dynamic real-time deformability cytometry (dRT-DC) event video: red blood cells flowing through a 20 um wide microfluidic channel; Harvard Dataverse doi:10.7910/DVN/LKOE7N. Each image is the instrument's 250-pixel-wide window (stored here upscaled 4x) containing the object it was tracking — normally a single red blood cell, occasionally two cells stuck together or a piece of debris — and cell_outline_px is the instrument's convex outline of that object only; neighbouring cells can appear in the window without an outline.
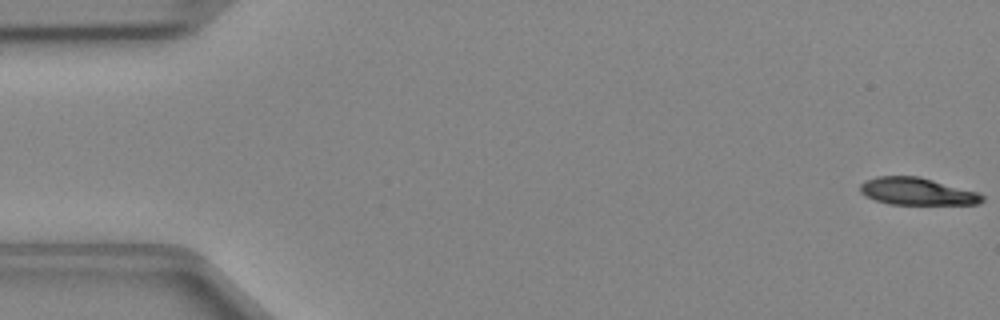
{"species": "Egyptian fruit bat (a non-hibernating species)", "species_latin": "Rousettus aegyptiacus", "temperature_condition": "cold", "stored_images_in_passage": 47, "camera_frame_rate_fps": 3000, "um_per_image_px": 0.085, "animal": {"sex": "female"}, "frame": {"image": 1, "passage_image": 1, "time_ms": 0.0, "image_size_px": [1000, 320], "cell_outline_px": [[984, 200], [980, 204], [888, 204], [864, 196], [860, 192], [860, 184], [864, 180], [876, 176], [920, 176], [976, 192], [984, 196]], "centroid_in_image_um": [77.9, 16.26], "position_along_channel_um": 7.1, "area_um2": 19.42}}
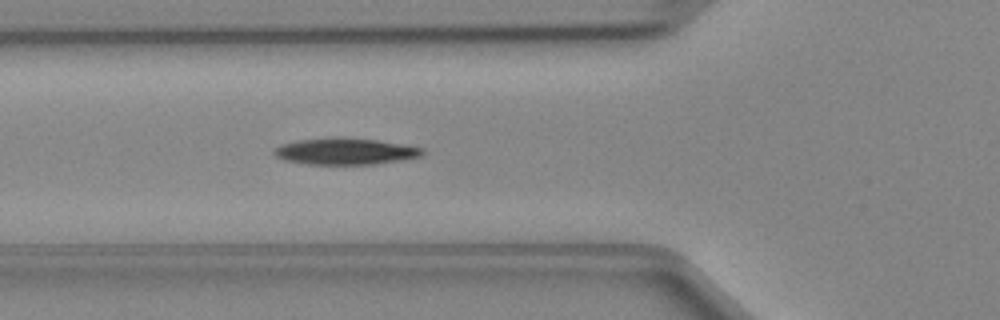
{"frame": {"image": 2, "passage_image": 17, "time_ms": 5.333, "image_size_px": [1000, 320], "cell_outline_px": [[424, 152], [420, 156], [400, 160], [372, 164], [308, 164], [284, 160], [276, 156], [272, 152], [280, 144], [296, 140], [336, 136], [344, 136], [376, 140], [424, 148]], "centroid_in_image_um": [29.29, 12.84], "position_along_channel_um": 96.5, "area_um2": 23.0}}
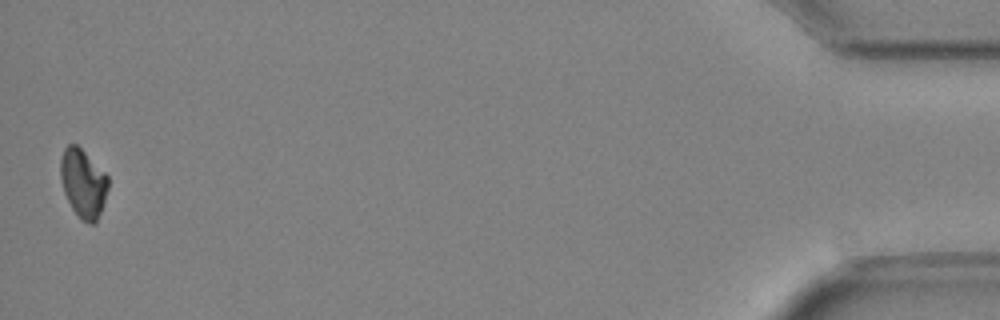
{"frame": {"image": 3, "passage_image": 47, "time_ms": 15.333, "image_size_px": [1000, 320], "cell_outline_px": [[108, 188], [96, 224], [92, 224], [80, 220], [72, 208], [64, 192], [60, 176], [60, 160], [64, 148], [68, 144], [76, 144], [108, 176]], "centroid_in_image_um": [7.05, 15.59], "position_along_channel_um": 428.1, "area_um2": 18.84}}